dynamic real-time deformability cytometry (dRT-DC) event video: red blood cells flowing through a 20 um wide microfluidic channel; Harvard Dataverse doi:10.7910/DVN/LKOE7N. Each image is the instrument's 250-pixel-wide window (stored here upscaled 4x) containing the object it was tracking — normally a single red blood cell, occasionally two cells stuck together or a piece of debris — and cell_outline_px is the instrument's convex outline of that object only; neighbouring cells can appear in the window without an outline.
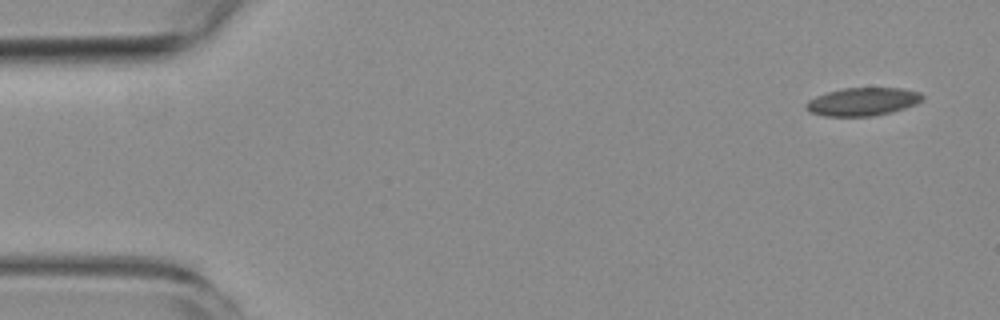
{"species": "common noctule bat (a hibernating species)", "species_latin": "Nyctalus noctula", "temperature_condition": "room temperature", "stored_images_in_passage": 4, "camera_frame_rate_fps": 3000, "um_per_image_px": 0.085, "animal": {"sex": "female", "body_mass_g": 19.3, "forearm_length_mm": 54.1}, "frame": {"image": 1, "passage_image": 1, "time_ms": 0.0, "image_size_px": [1000, 320], "cell_outline_px": [[924, 100], [916, 104], [892, 112], [872, 116], [824, 116], [808, 112], [804, 108], [804, 104], [808, 100], [816, 96], [828, 92], [844, 88], [900, 88], [920, 92], [924, 96]], "centroid_in_image_um": [73.31, 8.65], "position_along_channel_um": 11.7, "area_um2": 19.19}}